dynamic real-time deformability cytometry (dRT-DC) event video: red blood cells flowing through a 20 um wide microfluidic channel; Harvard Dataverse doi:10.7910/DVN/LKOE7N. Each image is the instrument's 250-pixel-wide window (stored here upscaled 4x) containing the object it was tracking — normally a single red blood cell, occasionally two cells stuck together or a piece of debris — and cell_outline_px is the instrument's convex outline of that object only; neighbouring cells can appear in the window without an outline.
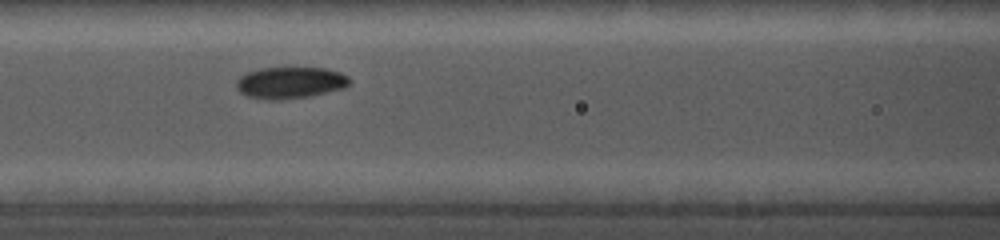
{"species": "common noctule bat (a hibernating species)", "species_latin": "Nyctalus noctula", "temperature_condition": "cold", "stored_images_in_passage": 11, "camera_frame_rate_fps": 5000, "um_per_image_px": 0.085, "animal": {"sex": "female", "body_mass_g": 19.0, "forearm_length_mm": 56.7}, "frame": {"image": 1, "passage_image": 4, "time_ms": 3.6, "image_size_px": [1000, 240], "cell_outline_px": [[348, 84], [344, 88], [308, 96], [280, 100], [268, 100], [248, 96], [240, 92], [236, 88], [236, 80], [240, 76], [248, 72], [260, 68], [324, 68], [340, 72], [348, 76]], "centroid_in_image_um": [24.63, 7.03], "position_along_channel_um": 142.0, "area_um2": 20.69}}
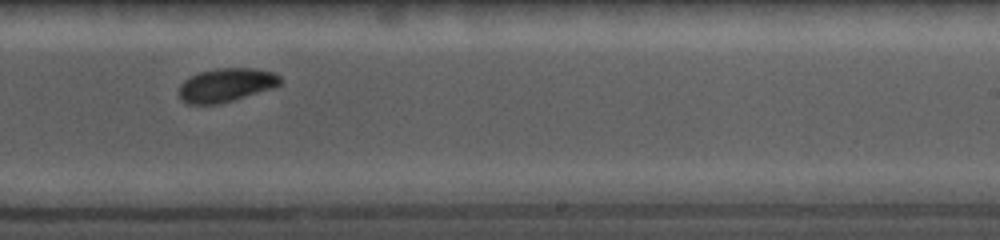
{"frame": {"image": 2, "passage_image": 7, "time_ms": 7.0, "image_size_px": [1000, 240], "cell_outline_px": [[280, 84], [272, 88], [220, 104], [188, 104], [180, 100], [180, 84], [184, 80], [200, 72], [220, 68], [256, 68], [276, 72], [280, 76]], "centroid_in_image_um": [19.23, 7.22], "position_along_channel_um": 269.8, "area_um2": 19.77}}
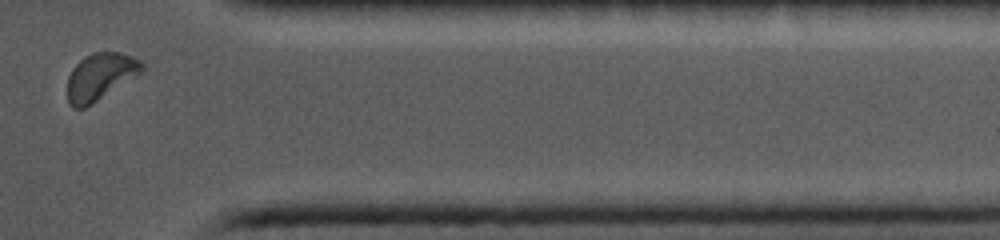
{"frame": {"image": 3, "passage_image": 10, "time_ms": 10.6, "image_size_px": [1000, 240], "cell_outline_px": [[144, 68], [140, 72], [92, 104], [84, 108], [72, 108], [68, 104], [68, 76], [72, 68], [80, 60], [96, 52], [120, 52], [132, 56], [140, 60], [144, 64]], "centroid_in_image_um": [8.49, 6.51], "position_along_channel_um": 402.9, "area_um2": 20.0}}